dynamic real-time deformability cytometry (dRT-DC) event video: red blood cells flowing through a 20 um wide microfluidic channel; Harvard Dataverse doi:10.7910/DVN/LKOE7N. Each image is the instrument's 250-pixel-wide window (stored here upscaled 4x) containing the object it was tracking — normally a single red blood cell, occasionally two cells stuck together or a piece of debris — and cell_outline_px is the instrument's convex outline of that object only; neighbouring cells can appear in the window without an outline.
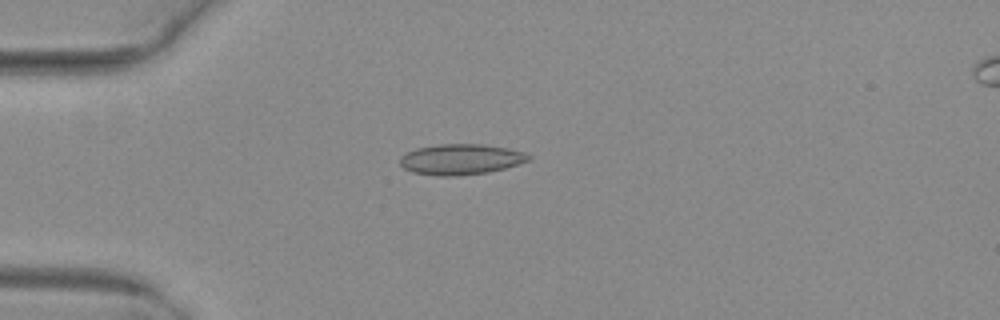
{"species": "common noctule bat (a hibernating species)", "species_latin": "Nyctalus noctula", "temperature_condition": "warm", "stored_images_in_passage": 52, "camera_frame_rate_fps": 3000, "um_per_image_px": 0.085, "animal": {"sex": "female", "body_mass_g": 29.2, "forearm_length_mm": 56.3}, "frame": {"image": 1, "passage_image": 15, "time_ms": 4.667, "image_size_px": [1000, 320], "cell_outline_px": [[532, 160], [504, 168], [488, 172], [452, 176], [440, 176], [412, 172], [404, 168], [400, 164], [400, 156], [416, 148], [440, 144], [480, 144], [508, 148], [524, 152], [532, 156]], "centroid_in_image_um": [39.18, 13.54], "position_along_channel_um": 45.8, "area_um2": 22.89}}
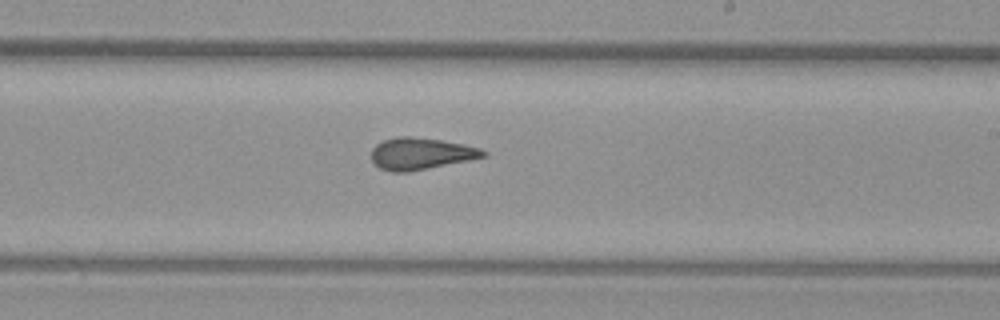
{"frame": {"image": 2, "passage_image": 32, "time_ms": 10.333, "image_size_px": [1000, 320], "cell_outline_px": [[488, 156], [408, 172], [392, 172], [380, 168], [372, 160], [372, 148], [376, 144], [384, 140], [396, 136], [408, 136], [440, 140], [464, 144], [480, 148], [488, 152]], "centroid_in_image_um": [35.78, 13.05], "position_along_channel_um": 253.2, "area_um2": 20.63}}
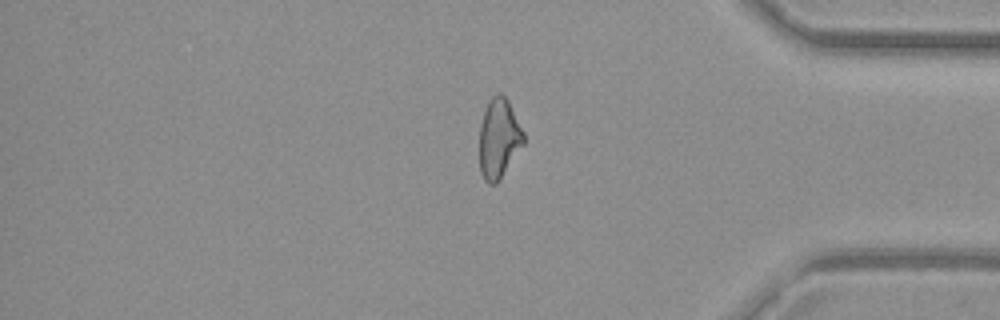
{"frame": {"image": 3, "passage_image": 44, "time_ms": 14.333, "image_size_px": [1000, 320], "cell_outline_px": [[524, 144], [500, 180], [496, 184], [488, 184], [484, 180], [480, 172], [480, 124], [484, 112], [492, 96], [496, 92], [500, 92], [508, 100], [524, 132]], "centroid_in_image_um": [42.41, 11.79], "position_along_channel_um": 392.8, "area_um2": 20.58}, "authors_computed_cell_mechanics": {"area_um2": 21.3571, "velocity_mm_per_s": 4.0563, "shape_relaxation_time_tau1_ms": null, "shape_relaxation_time_tau2_ms": 1.5844, "deformation_change_tau1": null, "deformation_change_tau2": 0.0891}}